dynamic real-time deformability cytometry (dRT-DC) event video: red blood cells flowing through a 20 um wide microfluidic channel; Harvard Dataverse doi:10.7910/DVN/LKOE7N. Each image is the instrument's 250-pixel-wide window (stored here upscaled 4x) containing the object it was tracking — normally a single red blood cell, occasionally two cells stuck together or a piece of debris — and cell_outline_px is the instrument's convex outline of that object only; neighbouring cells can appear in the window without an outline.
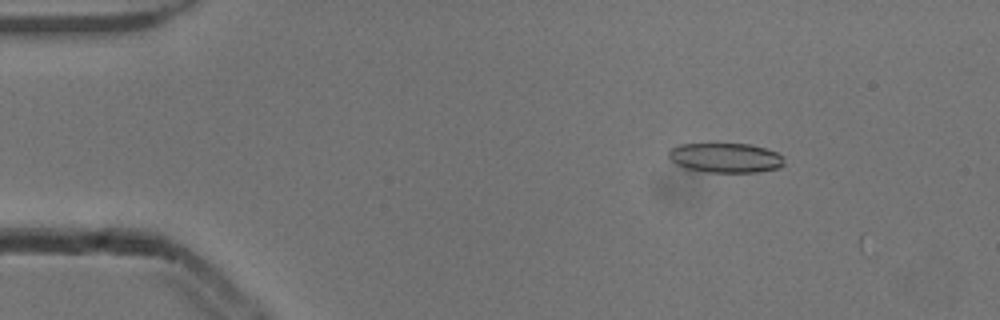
{"species": "common noctule bat (a hibernating species)", "species_latin": "Nyctalus noctula", "temperature_condition": "cold", "stored_images_in_passage": 5, "camera_frame_rate_fps": 3000, "um_per_image_px": 0.085, "animal": {"sex": "male", "body_mass_g": 13.3}, "frame": {"image": 1, "passage_image": 4, "time_ms": 1.0, "image_size_px": [1000, 320], "cell_outline_px": [[784, 164], [776, 168], [760, 172], [704, 172], [688, 168], [676, 164], [668, 156], [668, 152], [672, 148], [680, 144], [708, 140], [752, 144], [776, 152], [784, 156]], "centroid_in_image_um": [61.63, 13.35], "position_along_channel_um": 23.4, "area_um2": 20.92}}